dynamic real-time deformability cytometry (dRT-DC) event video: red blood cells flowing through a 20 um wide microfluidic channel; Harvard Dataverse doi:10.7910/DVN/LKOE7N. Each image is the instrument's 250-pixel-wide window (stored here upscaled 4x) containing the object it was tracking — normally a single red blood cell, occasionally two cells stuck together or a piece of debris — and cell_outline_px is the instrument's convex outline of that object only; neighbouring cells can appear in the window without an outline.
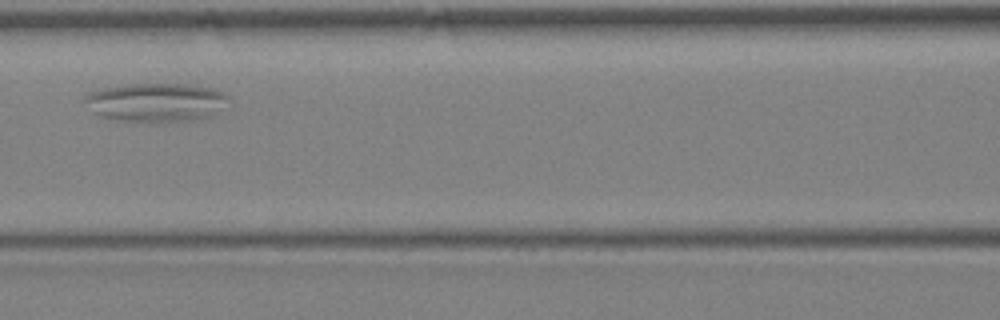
{"species": "Egyptian fruit bat (a non-hibernating species)", "species_latin": "Rousettus aegyptiacus", "temperature_condition": "warm", "stored_images_in_passage": 30, "camera_frame_rate_fps": 3000, "um_per_image_px": 0.085, "animal": {"sex": "female"}, "frame": {"image": 1, "passage_image": 10, "time_ms": 3.0, "image_size_px": [1000, 320], "cell_outline_px": [[232, 96], [216, 116], [196, 120], [152, 124], [144, 124], [104, 116], [92, 112], [84, 100], [84, 96], [92, 92], [104, 88], [132, 84], [196, 84], [216, 88]], "centroid_in_image_um": [13.4, 8.72], "position_along_channel_um": 153.2, "area_um2": 33.41}}
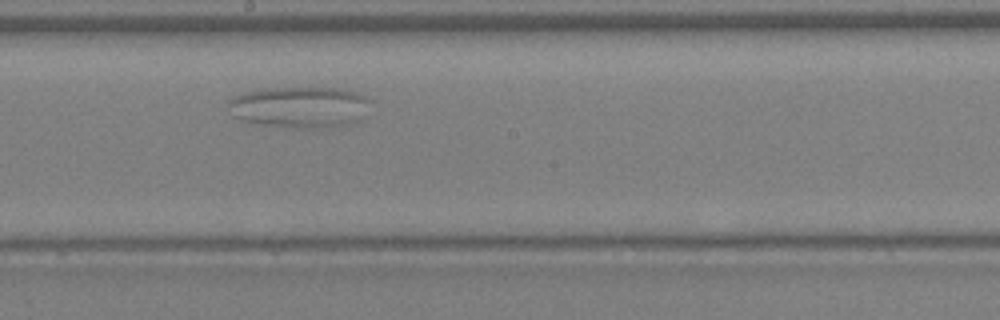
{"frame": {"image": 2, "passage_image": 14, "time_ms": 4.333, "image_size_px": [1000, 320], "cell_outline_px": [[372, 100], [360, 120], [352, 124], [328, 128], [312, 128], [264, 124], [240, 120], [236, 116], [228, 104], [232, 96], [244, 92], [272, 88], [336, 88], [356, 92], [368, 96]], "centroid_in_image_um": [25.56, 9.09], "position_along_channel_um": 222.6, "area_um2": 33.93}}
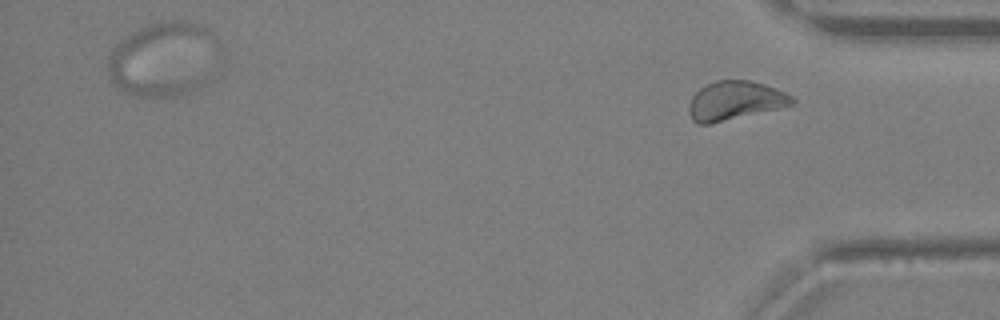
{"frame": {"image": 3, "passage_image": 30, "time_ms": 9.667, "image_size_px": [1000, 320], "cell_outline_px": [[796, 104], [780, 108], [712, 124], [696, 124], [692, 120], [688, 112], [688, 104], [692, 96], [700, 88], [716, 80], [748, 80], [764, 84], [776, 88], [792, 96], [796, 100]], "centroid_in_image_um": [62.47, 8.57], "position_along_channel_um": 372.7, "area_um2": 23.64}}